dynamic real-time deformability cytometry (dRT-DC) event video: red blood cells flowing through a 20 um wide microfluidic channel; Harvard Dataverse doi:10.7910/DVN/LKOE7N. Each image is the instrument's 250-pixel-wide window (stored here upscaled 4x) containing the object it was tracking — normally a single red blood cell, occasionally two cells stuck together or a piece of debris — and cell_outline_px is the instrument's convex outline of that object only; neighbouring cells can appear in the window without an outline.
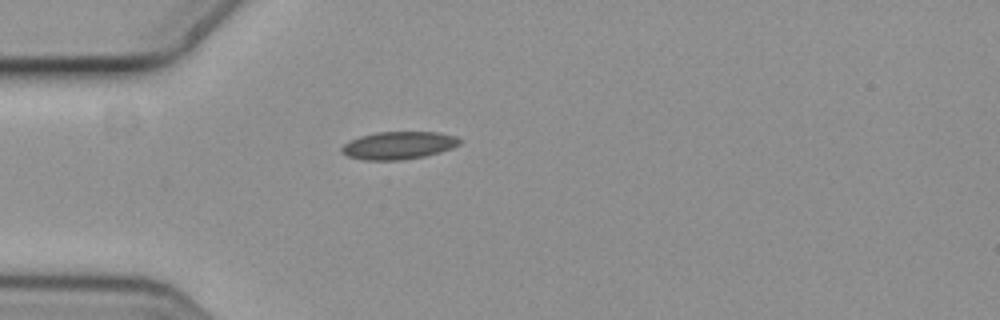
{"species": "common noctule bat (a hibernating species)", "species_latin": "Nyctalus noctula", "temperature_condition": "cold", "stored_images_in_passage": 1, "camera_frame_rate_fps": 3000, "um_per_image_px": 0.085, "animal": {"sex": "female", "body_mass_g": 19.3, "forearm_length_mm": 54.1}, "frame": {"image": 1, "passage_image": 1, "time_ms": 0.0, "image_size_px": [1000, 320], "cell_outline_px": [[460, 144], [452, 148], [440, 152], [424, 156], [404, 160], [364, 160], [348, 156], [340, 152], [340, 148], [348, 140], [360, 136], [376, 132], [440, 132], [456, 136], [460, 140]], "centroid_in_image_um": [33.85, 12.35], "position_along_channel_um": 51.1, "area_um2": 19.19}}